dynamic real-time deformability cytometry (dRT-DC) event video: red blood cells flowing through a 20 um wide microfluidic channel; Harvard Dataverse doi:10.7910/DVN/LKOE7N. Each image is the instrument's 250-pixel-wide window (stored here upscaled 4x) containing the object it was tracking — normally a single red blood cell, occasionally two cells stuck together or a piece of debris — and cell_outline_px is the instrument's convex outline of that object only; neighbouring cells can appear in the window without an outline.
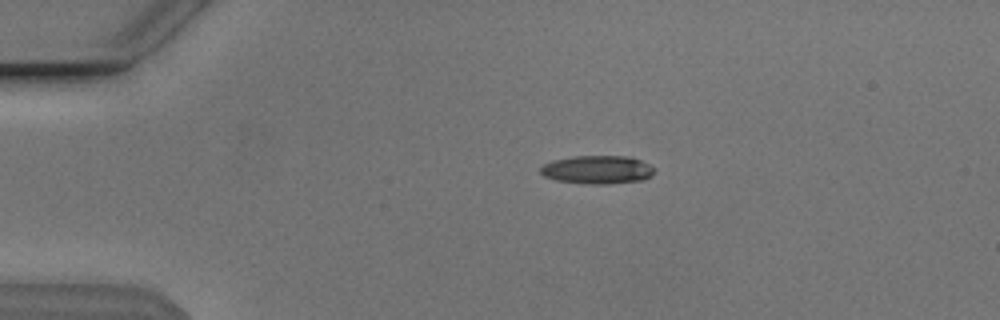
{"species": "Egyptian fruit bat (a non-hibernating species)", "species_latin": "Rousettus aegyptiacus", "temperature_condition": "cold", "stored_images_in_passage": 43, "camera_frame_rate_fps": 3000, "um_per_image_px": 0.085, "animal": {"sex": "male"}, "frame": {"image": 1, "passage_image": 1, "time_ms": 0.0, "image_size_px": [1000, 320], "cell_outline_px": [[656, 168], [652, 176], [644, 180], [608, 184], [588, 184], [556, 180], [544, 176], [540, 172], [540, 168], [544, 164], [552, 160], [572, 156], [632, 156]], "centroid_in_image_um": [50.81, 14.42], "position_along_channel_um": 34.2, "area_um2": 19.02}}
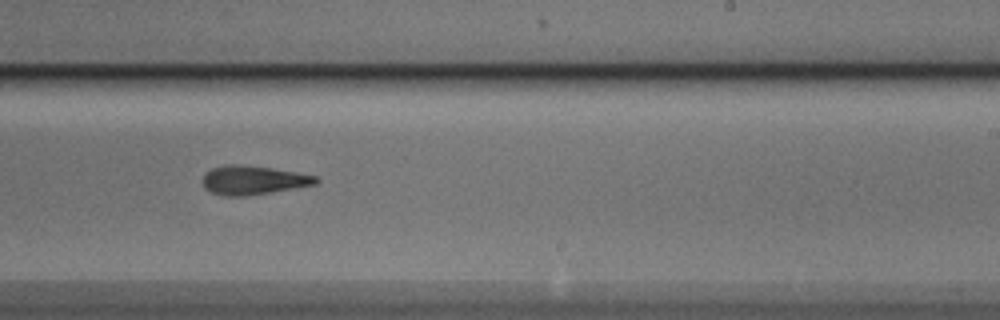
{"frame": {"image": 2, "passage_image": 23, "time_ms": 7.333, "image_size_px": [1000, 320], "cell_outline_px": [[320, 180], [316, 184], [244, 196], [224, 196], [212, 192], [204, 188], [200, 180], [212, 168], [224, 164], [236, 164], [272, 168], [296, 172], [316, 176]], "centroid_in_image_um": [21.47, 15.3], "position_along_channel_um": 267.5, "area_um2": 18.9}}
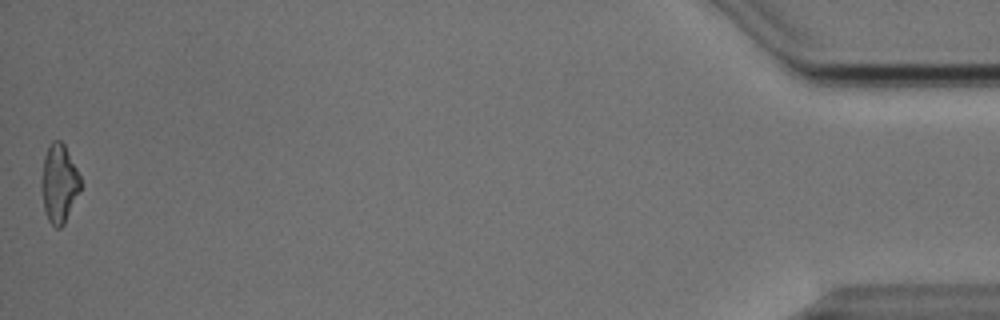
{"frame": {"image": 3, "passage_image": 43, "time_ms": 14.0, "image_size_px": [1000, 320], "cell_outline_px": [[80, 192], [64, 224], [60, 228], [56, 228], [48, 220], [44, 212], [40, 188], [40, 180], [44, 156], [52, 140], [60, 140], [64, 144], [80, 176]], "centroid_in_image_um": [4.99, 15.62], "position_along_channel_um": 430.2, "area_um2": 18.03}, "authors_computed_cell_mechanics": {"area_um2": 19.0162, "velocity_mm_per_s": 3.8472, "shape_relaxation_time_tau1_ms": 4.5436, "shape_relaxation_time_tau2_ms": 3.3099, "deformation_change_tau1": 0.1451, "deformation_change_tau2": 0.1435}}